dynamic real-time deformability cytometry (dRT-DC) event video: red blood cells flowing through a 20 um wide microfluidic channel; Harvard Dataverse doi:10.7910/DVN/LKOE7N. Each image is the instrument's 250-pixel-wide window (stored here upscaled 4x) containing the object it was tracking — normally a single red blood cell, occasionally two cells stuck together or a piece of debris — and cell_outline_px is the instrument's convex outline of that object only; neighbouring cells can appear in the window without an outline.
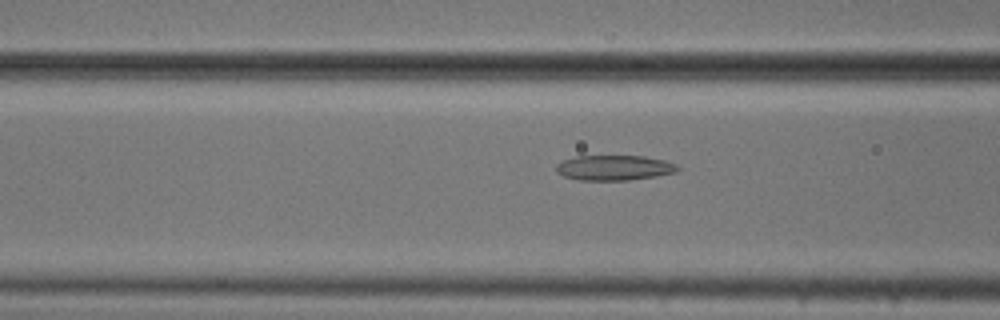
{"species": "common noctule bat (a hibernating species)", "species_latin": "Nyctalus noctula", "temperature_condition": "cold", "stored_images_in_passage": 41, "camera_frame_rate_fps": 3000, "um_per_image_px": 0.085, "animal": {"sex": "male", "body_mass_g": 20.5, "forearm_length_mm": 52.5}, "frame": {"image": 1, "passage_image": 16, "time_ms": 5.0, "image_size_px": [1000, 320], "cell_outline_px": [[680, 168], [676, 172], [656, 176], [628, 180], [580, 180], [564, 176], [556, 172], [556, 164], [564, 160], [576, 156], [644, 156], [664, 160], [676, 164]], "centroid_in_image_um": [52.21, 14.26], "position_along_channel_um": 114.4, "area_um2": 17.74}}
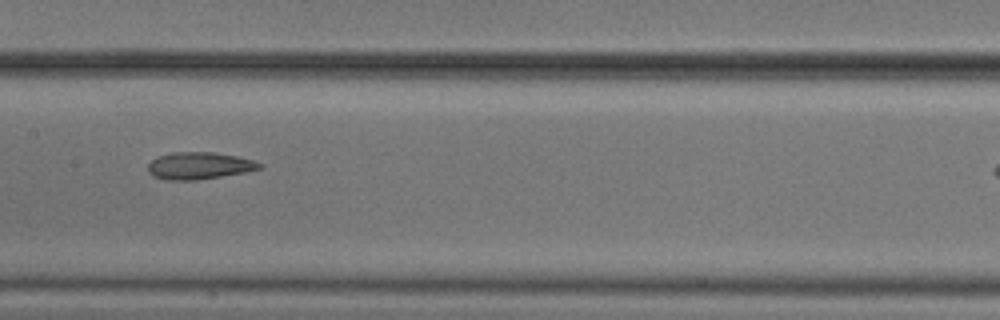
{"frame": {"image": 2, "passage_image": 22, "time_ms": 7.0, "image_size_px": [1000, 320], "cell_outline_px": [[264, 164], [260, 168], [248, 172], [196, 180], [164, 180], [152, 176], [148, 172], [148, 164], [156, 156], [172, 152], [216, 152], [236, 156], [252, 160]], "centroid_in_image_um": [16.9, 14.08], "position_along_channel_um": 190.5, "area_um2": 17.8}}
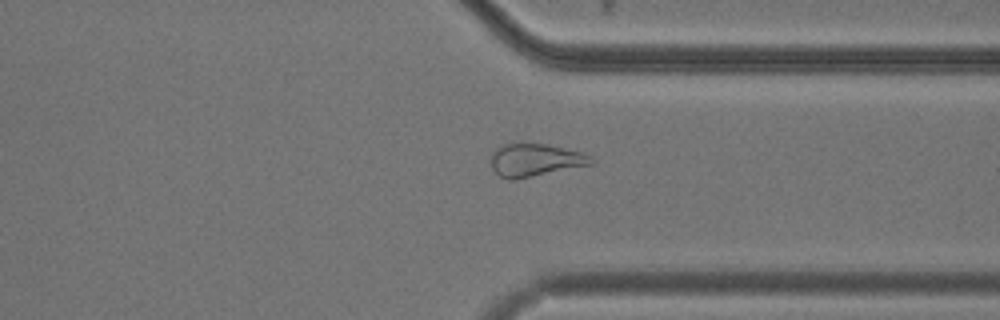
{"frame": {"image": 3, "passage_image": 36, "time_ms": 11.667, "image_size_px": [1000, 320], "cell_outline_px": [[596, 164], [512, 180], [508, 180], [500, 176], [492, 168], [492, 152], [496, 148], [504, 144], [548, 144], [580, 152], [596, 160]], "centroid_in_image_um": [45.52, 13.61], "position_along_channel_um": 365.9, "area_um2": 19.02}}